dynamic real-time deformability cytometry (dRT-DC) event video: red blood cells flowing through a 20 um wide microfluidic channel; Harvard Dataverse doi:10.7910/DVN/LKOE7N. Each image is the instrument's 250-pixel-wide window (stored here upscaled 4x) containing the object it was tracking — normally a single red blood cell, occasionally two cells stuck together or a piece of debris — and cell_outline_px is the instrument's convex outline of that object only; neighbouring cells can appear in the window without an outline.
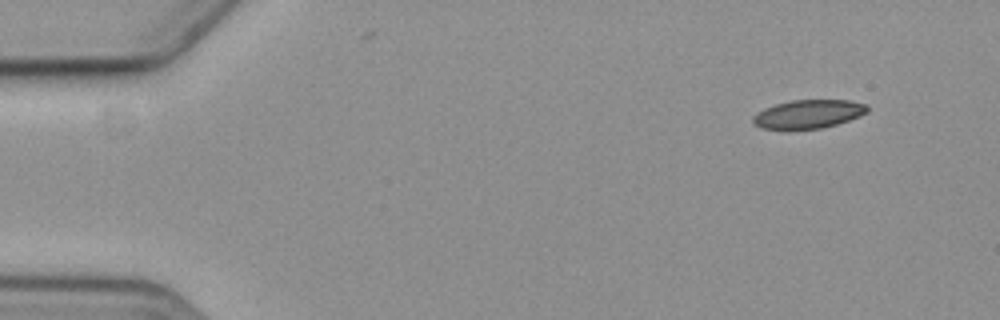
{"species": "common noctule bat (a hibernating species)", "species_latin": "Nyctalus noctula", "temperature_condition": "cold", "stored_images_in_passage": 4, "camera_frame_rate_fps": 3000, "um_per_image_px": 0.085, "animal": {"sex": "female", "body_mass_g": 19.3, "forearm_length_mm": 54.1}, "frame": {"image": 1, "passage_image": 1, "time_ms": 0.0, "image_size_px": [1000, 320], "cell_outline_px": [[868, 112], [860, 116], [836, 124], [820, 128], [760, 128], [752, 120], [752, 116], [756, 112], [764, 108], [776, 104], [792, 100], [848, 100], [868, 104]], "centroid_in_image_um": [68.73, 9.67], "position_along_channel_um": 16.3, "area_um2": 18.79}}